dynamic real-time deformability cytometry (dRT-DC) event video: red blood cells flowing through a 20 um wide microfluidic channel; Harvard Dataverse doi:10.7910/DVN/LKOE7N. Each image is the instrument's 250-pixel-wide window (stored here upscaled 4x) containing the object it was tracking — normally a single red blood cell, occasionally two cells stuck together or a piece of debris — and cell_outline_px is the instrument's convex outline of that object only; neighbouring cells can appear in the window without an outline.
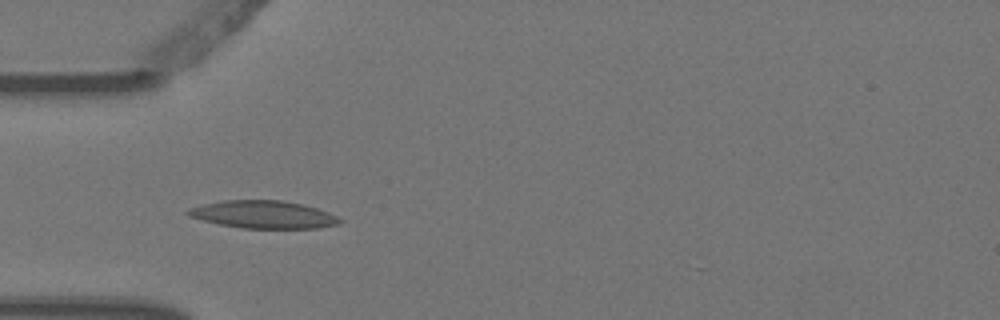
{"species": "Egyptian fruit bat (a non-hibernating species)", "species_latin": "Rousettus aegyptiacus", "temperature_condition": "warm", "stored_images_in_passage": 5, "camera_frame_rate_fps": 3000, "um_per_image_px": 0.085, "animal": {"sex": "female"}, "frame": {"image": 1, "passage_image": 4, "time_ms": 1.0, "image_size_px": [1000, 320], "cell_outline_px": [[344, 220], [340, 224], [316, 228], [240, 228], [220, 224], [188, 216], [184, 212], [188, 208], [204, 204], [224, 200], [280, 200], [304, 204], [328, 212]], "centroid_in_image_um": [22.39, 18.23], "position_along_channel_um": 62.6, "area_um2": 24.45}}
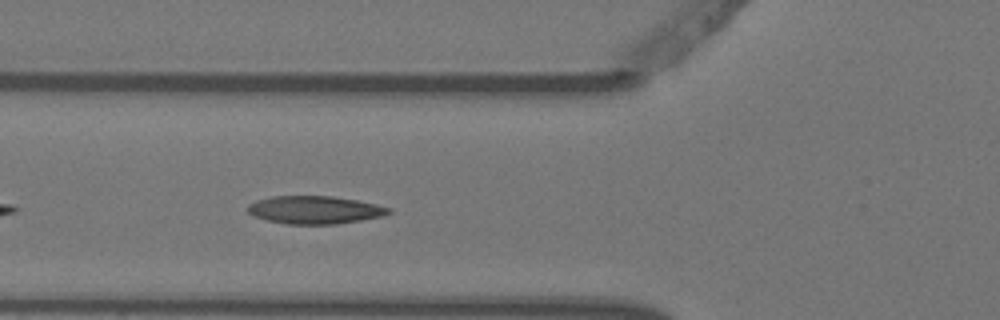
{"frame": {"image": 2, "passage_image": 5, "time_ms": 1.333, "image_size_px": [1000, 320], "cell_outline_px": [[392, 212], [380, 216], [360, 220], [336, 224], [288, 224], [268, 220], [252, 216], [248, 212], [248, 204], [256, 200], [272, 196], [332, 196], [356, 200], [376, 204], [392, 208]], "centroid_in_image_um": [26.73, 17.83], "position_along_channel_um": 99.1, "area_um2": 22.83}}